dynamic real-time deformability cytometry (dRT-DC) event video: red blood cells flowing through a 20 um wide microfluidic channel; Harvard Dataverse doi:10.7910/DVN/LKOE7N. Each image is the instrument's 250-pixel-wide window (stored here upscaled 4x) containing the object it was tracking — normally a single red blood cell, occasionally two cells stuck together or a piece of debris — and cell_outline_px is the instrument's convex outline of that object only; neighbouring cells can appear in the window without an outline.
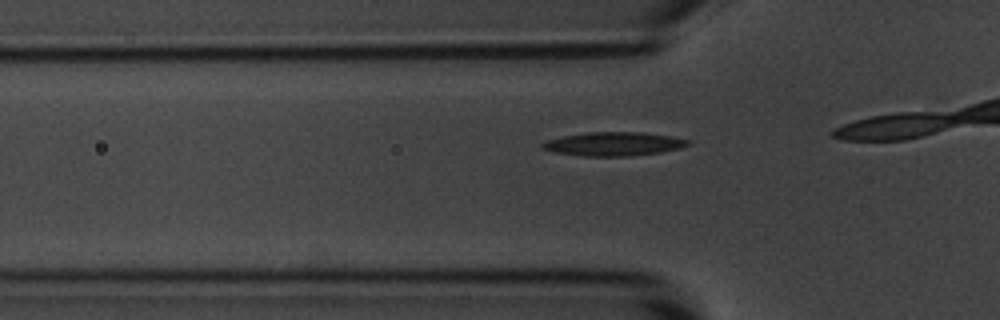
{"species": "common noctule bat (a hibernating species)", "species_latin": "Nyctalus noctula", "temperature_condition": "room temperature", "stored_images_in_passage": 11, "camera_frame_rate_fps": 3000, "um_per_image_px": 0.085, "animal": {"sex": "male", "body_mass_g": 20.1, "forearm_length_mm": 53.5}, "frame": {"image": 1, "passage_image": 8, "time_ms": 2.333, "image_size_px": [1000, 320], "cell_outline_px": [[688, 144], [680, 148], [660, 152], [628, 156], [584, 156], [552, 152], [540, 148], [540, 144], [548, 140], [564, 136], [588, 132], [644, 132], [672, 136], [688, 140]], "centroid_in_image_um": [52.12, 12.23], "position_along_channel_um": 73.7, "area_um2": 20.06}}